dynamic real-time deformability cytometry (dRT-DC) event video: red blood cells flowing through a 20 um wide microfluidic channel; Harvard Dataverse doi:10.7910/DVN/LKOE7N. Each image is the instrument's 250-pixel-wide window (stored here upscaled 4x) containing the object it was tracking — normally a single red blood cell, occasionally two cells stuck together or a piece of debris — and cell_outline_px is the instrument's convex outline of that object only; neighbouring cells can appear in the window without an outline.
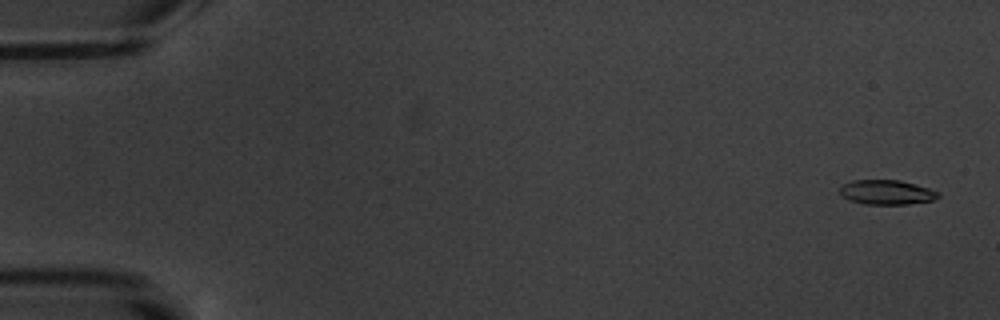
{"species": "common noctule bat (a hibernating species)", "species_latin": "Nyctalus noctula", "temperature_condition": "warm", "stored_images_in_passage": 17, "camera_frame_rate_fps": 3000, "um_per_image_px": 0.085, "animal": {"sex": "male", "body_mass_g": 20.1, "forearm_length_mm": 53.5}, "frame": {"image": 1, "passage_image": 1, "time_ms": 0.0, "image_size_px": [1000, 320], "cell_outline_px": [[940, 196], [932, 200], [908, 204], [864, 204], [852, 200], [844, 196], [840, 192], [840, 188], [844, 184], [852, 180], [900, 180], [928, 188], [940, 192]], "centroid_in_image_um": [75.39, 16.34], "position_along_channel_um": 9.6, "area_um2": 13.87}}
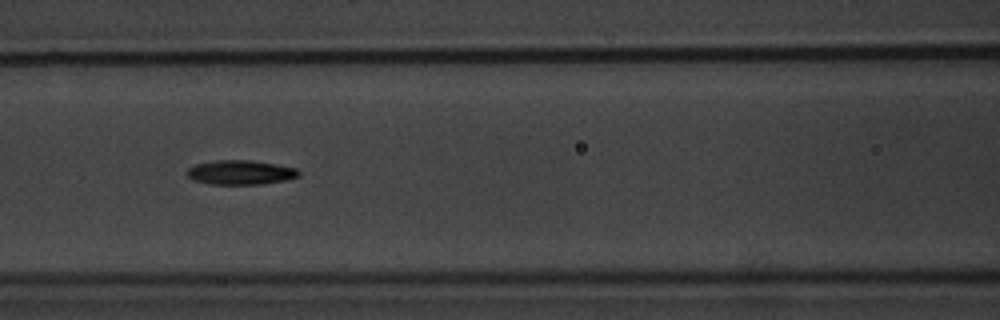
{"frame": {"image": 2, "passage_image": 8, "time_ms": 8.0, "image_size_px": [1000, 320], "cell_outline_px": [[300, 176], [288, 180], [260, 184], [212, 184], [192, 180], [188, 176], [188, 168], [196, 164], [216, 160], [252, 160], [276, 164], [296, 168], [300, 172]], "centroid_in_image_um": [20.48, 14.65], "position_along_channel_um": 146.1, "area_um2": 15.9}}
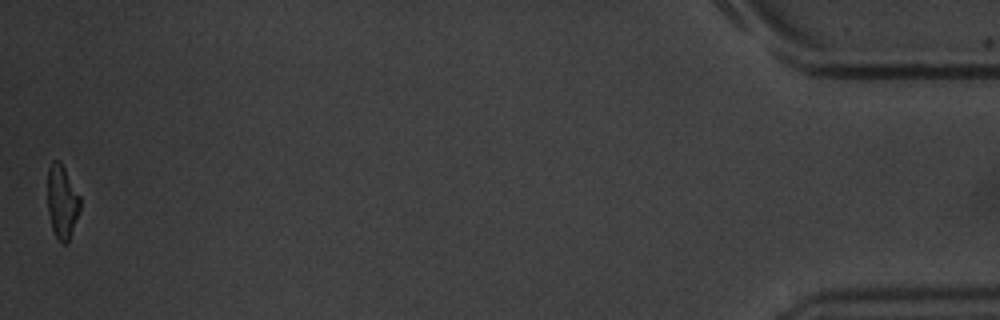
{"frame": {"image": 3, "passage_image": 17, "time_ms": 18.667, "image_size_px": [1000, 320], "cell_outline_px": [[80, 208], [68, 244], [64, 244], [56, 236], [52, 228], [48, 212], [48, 168], [52, 160], [60, 160], [80, 196]], "centroid_in_image_um": [5.28, 17.13], "position_along_channel_um": 429.9, "area_um2": 13.87}, "authors_computed_cell_mechanics": {"area_um2": 15.2014, "velocity_mm_per_s": 3.5075, "shape_relaxation_time_tau1_ms": 5.8536, "shape_relaxation_time_tau2_ms": 10.7571, "deformation_change_tau1": 0.1799, "deformation_change_tau2": 0.2117}}